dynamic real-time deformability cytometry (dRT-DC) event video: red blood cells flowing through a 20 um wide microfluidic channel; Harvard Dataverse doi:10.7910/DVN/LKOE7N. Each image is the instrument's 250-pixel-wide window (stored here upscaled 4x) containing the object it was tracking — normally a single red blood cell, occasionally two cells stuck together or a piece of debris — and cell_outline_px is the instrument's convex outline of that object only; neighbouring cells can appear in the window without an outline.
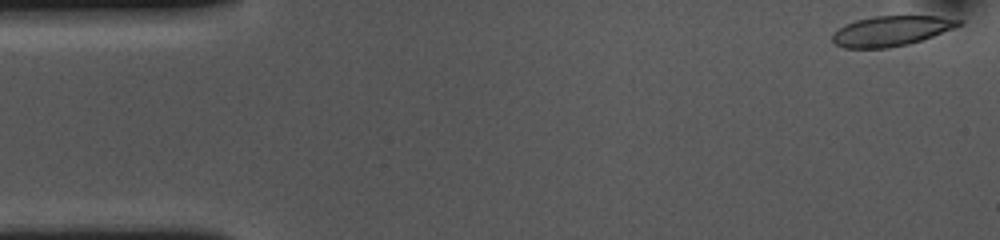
{"species": "common noctule bat (a hibernating species)", "species_latin": "Nyctalus noctula", "temperature_condition": "cold", "stored_images_in_passage": 3, "camera_frame_rate_fps": 3000, "um_per_image_px": 0.085, "animal": {"sex": "female", "body_mass_g": 10.0, "forearm_length_mm": 53.1}, "frame": {"image": 1, "passage_image": 1, "time_ms": 0.0, "image_size_px": [1000, 240], "cell_outline_px": [[964, 24], [932, 36], [908, 44], [888, 48], [844, 48], [836, 44], [832, 40], [832, 36], [844, 24], [856, 20], [872, 16], [940, 16], [964, 20]], "centroid_in_image_um": [75.77, 2.62], "position_along_channel_um": 9.2, "area_um2": 22.08}}